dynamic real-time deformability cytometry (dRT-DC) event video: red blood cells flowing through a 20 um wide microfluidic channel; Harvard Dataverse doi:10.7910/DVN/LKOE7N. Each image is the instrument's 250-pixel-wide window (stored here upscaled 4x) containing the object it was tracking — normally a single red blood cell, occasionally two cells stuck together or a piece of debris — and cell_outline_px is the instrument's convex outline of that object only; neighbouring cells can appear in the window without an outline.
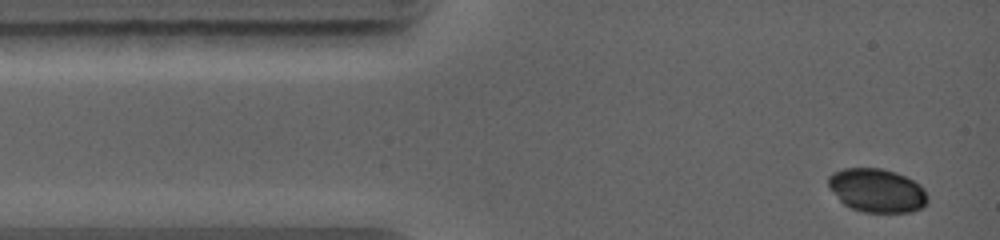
{"species": "common noctule bat (a hibernating species)", "species_latin": "Nyctalus noctula", "temperature_condition": "warm", "stored_images_in_passage": 3, "camera_frame_rate_fps": 5000, "um_per_image_px": 0.085, "animal": {"sex": "female", "body_mass_g": 19.0, "forearm_length_mm": 56.7}, "frame": {"image": 1, "passage_image": 1, "time_ms": 0.0, "image_size_px": [1000, 240], "cell_outline_px": [[928, 200], [920, 208], [912, 212], [864, 212], [852, 208], [844, 204], [840, 200], [828, 184], [828, 176], [832, 172], [844, 168], [880, 168], [896, 172], [920, 184], [924, 188], [928, 196]], "centroid_in_image_um": [74.55, 16.18], "position_along_channel_um": 10.4, "area_um2": 25.14}}